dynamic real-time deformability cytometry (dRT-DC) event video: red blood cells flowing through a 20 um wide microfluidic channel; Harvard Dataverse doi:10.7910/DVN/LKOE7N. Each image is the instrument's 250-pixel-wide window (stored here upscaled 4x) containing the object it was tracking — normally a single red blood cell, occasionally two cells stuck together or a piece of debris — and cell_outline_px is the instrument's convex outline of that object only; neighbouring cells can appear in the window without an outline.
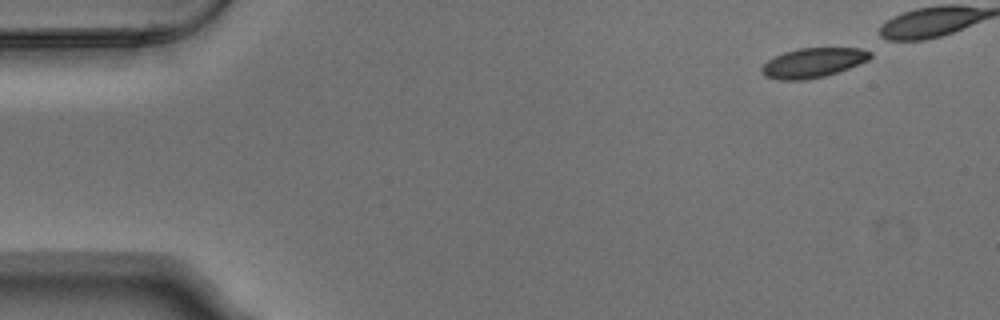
{"species": "Egyptian fruit bat (a non-hibernating species)", "species_latin": "Rousettus aegyptiacus", "temperature_condition": "warm", "stored_images_in_passage": 4, "camera_frame_rate_fps": 3000, "um_per_image_px": 0.085, "animal": {"sex": "male"}, "frame": {"image": 1, "passage_image": 1, "time_ms": 0.0, "image_size_px": [1000, 320], "cell_outline_px": [[872, 56], [868, 60], [848, 68], [824, 76], [804, 80], [776, 80], [764, 76], [760, 72], [760, 68], [768, 60], [784, 52], [800, 48], [872, 48]], "centroid_in_image_um": [69.12, 5.33], "position_along_channel_um": 15.9, "area_um2": 18.84}}